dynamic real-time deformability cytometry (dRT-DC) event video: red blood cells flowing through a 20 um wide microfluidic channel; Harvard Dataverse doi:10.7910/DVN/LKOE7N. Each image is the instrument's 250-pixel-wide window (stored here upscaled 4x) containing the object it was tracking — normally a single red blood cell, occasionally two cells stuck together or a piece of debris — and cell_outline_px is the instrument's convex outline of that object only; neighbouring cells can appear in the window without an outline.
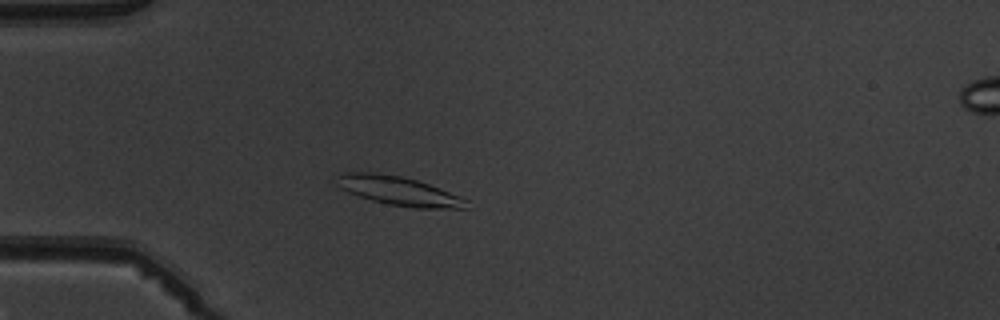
{"species": "common noctule bat (a hibernating species)", "species_latin": "Nyctalus noctula", "temperature_condition": "warm", "stored_images_in_passage": 4, "camera_frame_rate_fps": 3000, "um_per_image_px": 0.085, "animal": {"sex": "male", "body_mass_g": 19.5, "forearm_length_mm": 54.6}, "frame": {"image": 1, "passage_image": 3, "time_ms": 3.333, "image_size_px": [1000, 320], "cell_outline_px": [[468, 208], [412, 208], [388, 204], [372, 200], [348, 192], [340, 188], [336, 184], [336, 176], [344, 172], [380, 172], [400, 176], [416, 180], [428, 184], [460, 196], [468, 200]], "centroid_in_image_um": [33.86, 16.22], "position_along_channel_um": 51.1, "area_um2": 21.91}}